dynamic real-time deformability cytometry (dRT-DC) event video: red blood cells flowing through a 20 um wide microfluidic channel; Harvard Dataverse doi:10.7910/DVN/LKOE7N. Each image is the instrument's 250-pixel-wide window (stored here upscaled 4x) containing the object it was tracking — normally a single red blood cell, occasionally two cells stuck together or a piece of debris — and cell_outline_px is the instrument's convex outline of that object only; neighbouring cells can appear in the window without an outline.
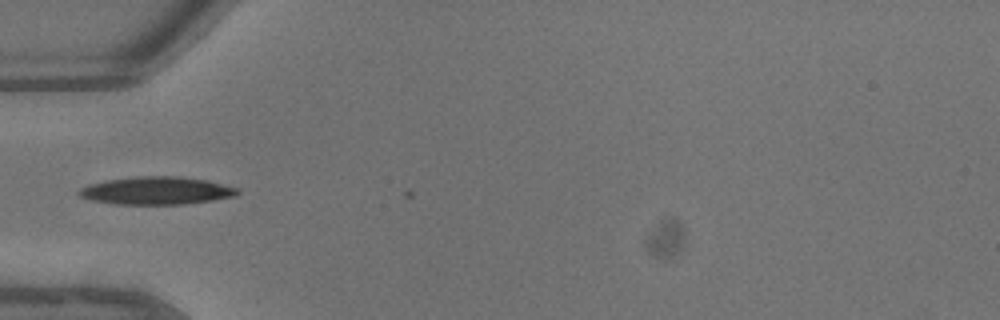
{"species": "common noctule bat (a hibernating species)", "species_latin": "Nyctalus noctula", "temperature_condition": "warm", "stored_images_in_passage": 3, "camera_frame_rate_fps": 3000, "um_per_image_px": 0.085, "animal": {"sex": "male", "body_mass_g": 13.3}, "frame": {"image": 1, "passage_image": 2, "time_ms": 0.333, "image_size_px": [1000, 320], "cell_outline_px": [[240, 192], [232, 196], [212, 200], [180, 204], [116, 204], [92, 200], [80, 196], [76, 192], [80, 188], [88, 184], [108, 180], [136, 176], [176, 176], [208, 180], [236, 188]], "centroid_in_image_um": [13.25, 16.2], "position_along_channel_um": 71.8, "area_um2": 25.37}}